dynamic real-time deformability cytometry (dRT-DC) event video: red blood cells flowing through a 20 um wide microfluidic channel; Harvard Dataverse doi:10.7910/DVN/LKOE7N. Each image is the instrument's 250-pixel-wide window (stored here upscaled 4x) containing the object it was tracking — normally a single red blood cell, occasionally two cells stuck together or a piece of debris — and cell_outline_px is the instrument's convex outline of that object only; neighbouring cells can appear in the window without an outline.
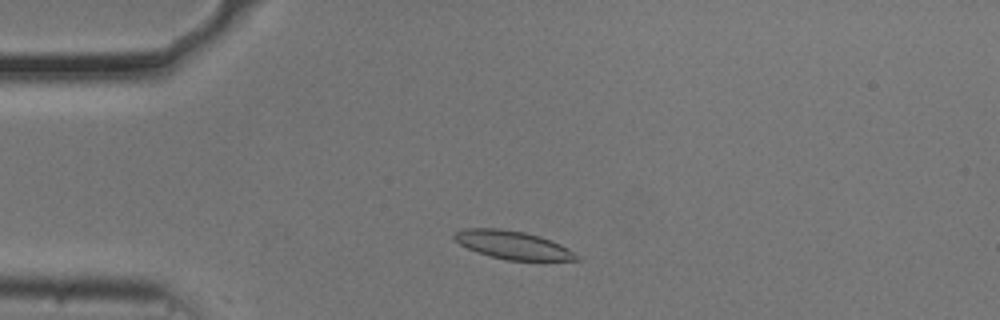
{"species": "common noctule bat (a hibernating species)", "species_latin": "Nyctalus noctula", "temperature_condition": "cold", "stored_images_in_passage": 33, "camera_frame_rate_fps": 3000, "um_per_image_px": 0.085, "animal": {"sex": "male", "body_mass_g": 20.5, "forearm_length_mm": 52.5}, "frame": {"image": 1, "passage_image": 5, "time_ms": 1.333, "image_size_px": [1000, 320], "cell_outline_px": [[580, 260], [504, 260], [468, 248], [460, 244], [452, 236], [456, 232], [464, 228], [500, 228], [524, 232], [540, 236], [560, 244], [568, 248], [580, 256]], "centroid_in_image_um": [43.61, 20.81], "position_along_channel_um": 41.4, "area_um2": 19.88}}
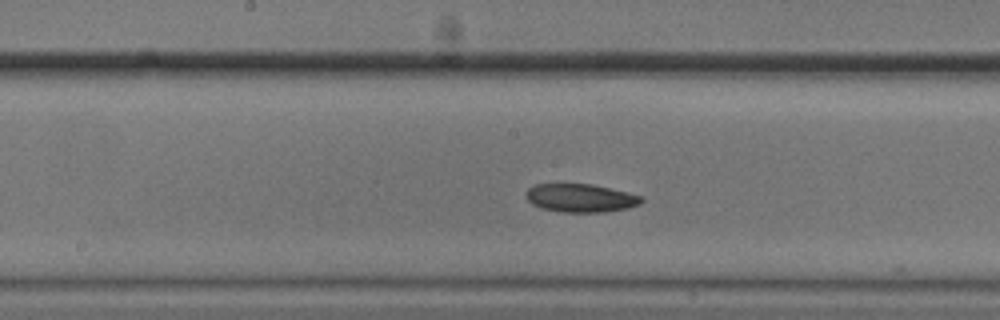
{"frame": {"image": 2, "passage_image": 20, "time_ms": 6.333, "image_size_px": [1000, 320], "cell_outline_px": [[644, 200], [640, 204], [628, 208], [608, 212], [560, 212], [540, 208], [532, 204], [528, 200], [528, 188], [532, 184], [588, 184], [608, 188], [644, 196]], "centroid_in_image_um": [49.38, 16.84], "position_along_channel_um": 198.8, "area_um2": 19.02}}
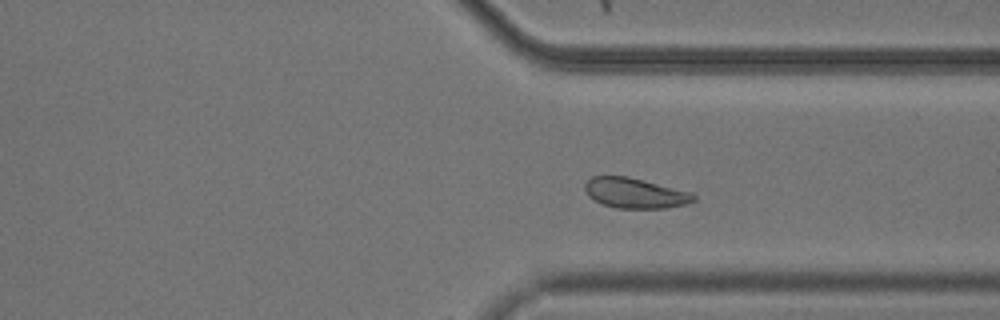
{"frame": {"image": 3, "passage_image": 33, "time_ms": 10.667, "image_size_px": [1000, 320], "cell_outline_px": [[696, 200], [684, 204], [664, 208], [616, 208], [600, 204], [588, 196], [584, 188], [584, 184], [592, 176], [628, 176], [692, 192], [696, 196]], "centroid_in_image_um": [53.96, 16.41], "position_along_channel_um": 357.4, "area_um2": 19.25}}